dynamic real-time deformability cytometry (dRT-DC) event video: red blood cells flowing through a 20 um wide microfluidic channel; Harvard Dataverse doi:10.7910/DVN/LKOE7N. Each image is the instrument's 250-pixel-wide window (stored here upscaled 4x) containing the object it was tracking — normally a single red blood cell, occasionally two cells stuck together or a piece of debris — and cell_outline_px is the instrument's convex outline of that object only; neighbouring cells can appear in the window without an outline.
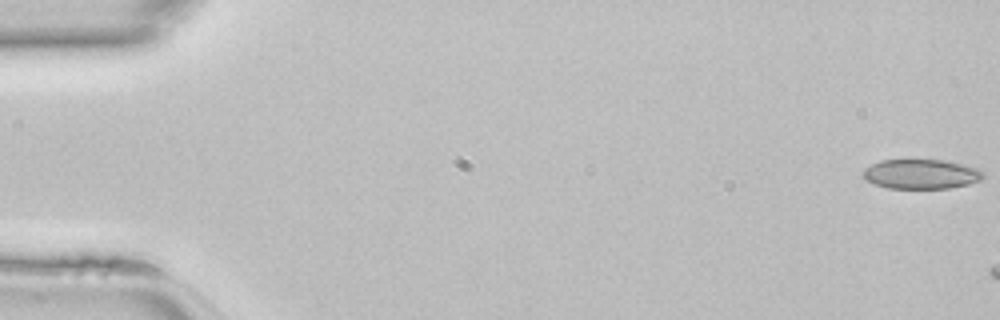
{"species": "common noctule bat (a hibernating species)", "species_latin": "Nyctalus noctula", "temperature_condition": "room temperature", "stored_images_in_passage": 7, "camera_frame_rate_fps": 3000, "um_per_image_px": 0.085, "animal": {"sex": "female", "body_mass_g": 22.7, "forearm_length_mm": 54.2}, "frame": {"image": 1, "passage_image": 1, "time_ms": 0.0, "image_size_px": [1000, 320], "cell_outline_px": [[984, 176], [980, 180], [968, 184], [948, 188], [888, 188], [864, 180], [860, 172], [864, 168], [880, 160], [912, 156], [944, 160], [964, 164], [980, 168], [984, 172]], "centroid_in_image_um": [78.25, 14.73], "position_along_channel_um": 6.8, "area_um2": 21.85}}